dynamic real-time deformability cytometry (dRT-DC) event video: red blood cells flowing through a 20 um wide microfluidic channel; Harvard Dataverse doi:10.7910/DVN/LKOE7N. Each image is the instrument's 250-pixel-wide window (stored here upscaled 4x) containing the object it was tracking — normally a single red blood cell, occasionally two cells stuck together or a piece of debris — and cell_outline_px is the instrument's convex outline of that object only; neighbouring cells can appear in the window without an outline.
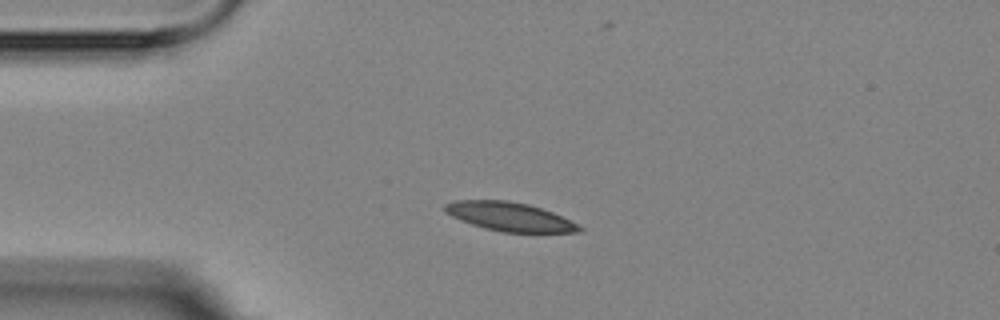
{"species": "Egyptian fruit bat (a non-hibernating species)", "species_latin": "Rousettus aegyptiacus", "temperature_condition": "room temperature", "stored_images_in_passage": 5, "segment_of_instrument_passage": [1, 2], "camera_frame_rate_fps": 3000, "um_per_image_px": 0.085, "animal": {"sex": "female"}, "frame": {"image": 1, "passage_image": 3, "time_ms": 4.0, "image_size_px": [1000, 320], "cell_outline_px": [[584, 228], [580, 232], [504, 232], [484, 228], [460, 220], [444, 212], [444, 204], [456, 200], [504, 200], [528, 204], [552, 212], [580, 224]], "centroid_in_image_um": [43.33, 18.42], "position_along_channel_um": 41.7, "area_um2": 22.48}}